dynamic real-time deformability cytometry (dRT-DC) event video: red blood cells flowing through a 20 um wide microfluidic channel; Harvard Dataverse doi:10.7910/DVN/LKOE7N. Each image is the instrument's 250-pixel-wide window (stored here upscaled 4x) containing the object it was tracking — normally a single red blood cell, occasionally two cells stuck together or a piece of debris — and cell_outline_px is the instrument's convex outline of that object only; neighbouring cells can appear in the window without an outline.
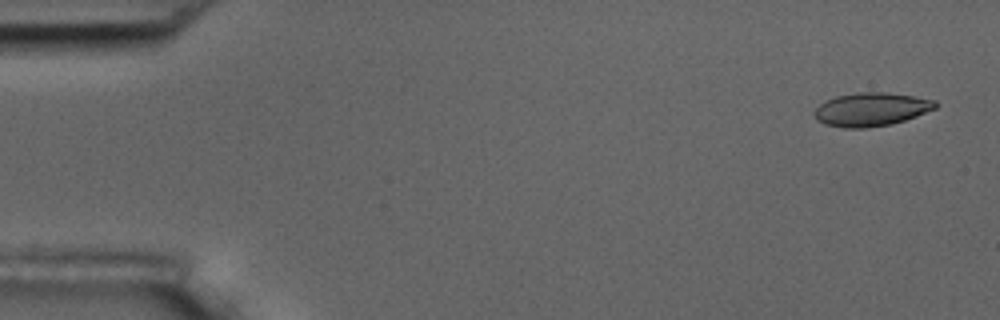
{"species": "common noctule bat (a hibernating species)", "species_latin": "Nyctalus noctula", "temperature_condition": "room temperature", "stored_images_in_passage": 44, "camera_frame_rate_fps": 3000, "um_per_image_px": 0.085, "animal": {"sex": "male", "body_mass_g": 17.5, "forearm_length_mm": 52.3}, "frame": {"image": 1, "passage_image": 3, "time_ms": 0.667, "image_size_px": [1000, 320], "cell_outline_px": [[940, 104], [936, 108], [916, 116], [892, 124], [864, 128], [844, 128], [824, 124], [816, 120], [812, 112], [820, 104], [836, 96], [860, 92], [888, 92], [936, 100]], "centroid_in_image_um": [74.05, 9.3], "position_along_channel_um": 10.9, "area_um2": 23.7}}
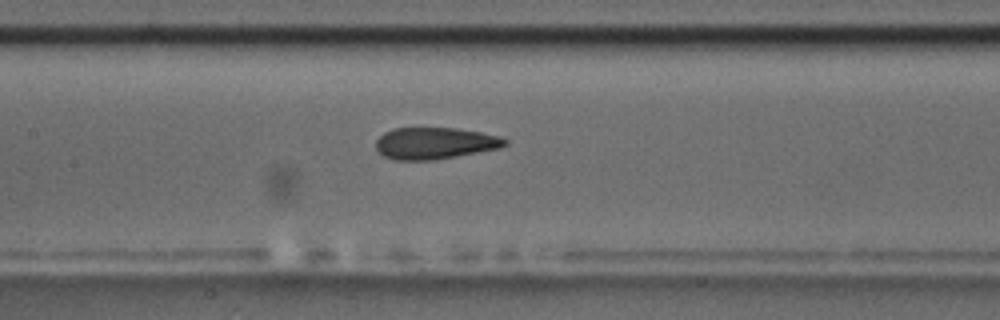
{"frame": {"image": 2, "passage_image": 27, "time_ms": 8.667, "image_size_px": [1000, 320], "cell_outline_px": [[508, 144], [500, 148], [436, 160], [392, 160], [384, 156], [376, 148], [376, 140], [384, 132], [392, 128], [456, 128], [480, 132], [500, 136], [508, 140]], "centroid_in_image_um": [36.97, 12.18], "position_along_channel_um": 170.4, "area_um2": 23.99}}
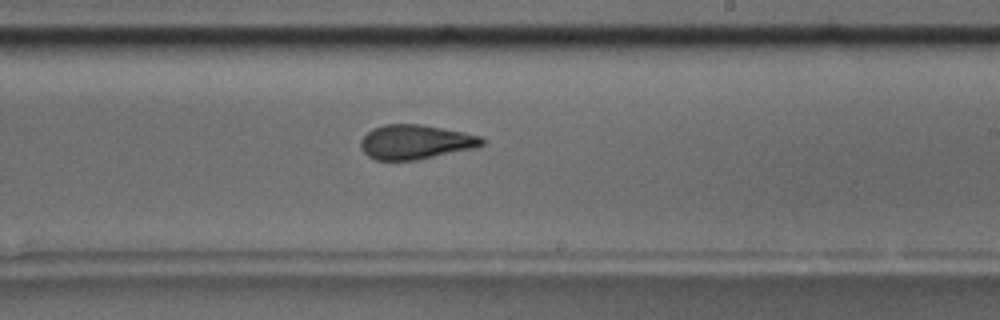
{"frame": {"image": 3, "passage_image": 34, "time_ms": 11.0, "image_size_px": [1000, 320], "cell_outline_px": [[488, 140], [484, 144], [476, 148], [416, 160], [376, 160], [368, 156], [360, 148], [360, 140], [372, 128], [384, 124], [420, 124], [464, 132], [480, 136]], "centroid_in_image_um": [35.33, 12.07], "position_along_channel_um": 253.7, "area_um2": 24.51}}